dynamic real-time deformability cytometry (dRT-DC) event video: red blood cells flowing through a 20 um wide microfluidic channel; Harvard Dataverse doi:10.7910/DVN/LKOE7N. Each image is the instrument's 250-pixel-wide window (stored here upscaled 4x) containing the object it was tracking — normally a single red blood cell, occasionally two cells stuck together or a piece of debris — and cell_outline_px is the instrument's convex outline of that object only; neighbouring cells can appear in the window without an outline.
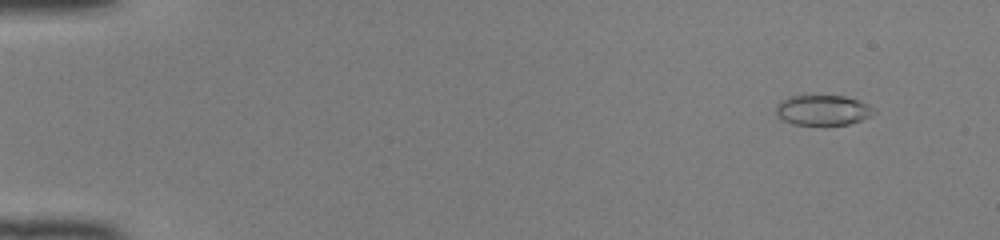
{"species": "common noctule bat (a hibernating species)", "species_latin": "Nyctalus noctula", "temperature_condition": "room temperature", "stored_images_in_passage": 50, "camera_frame_rate_fps": 3000, "um_per_image_px": 0.085, "animal": {"sex": "female", "body_mass_g": 22.0, "forearm_length_mm": 56.7}, "frame": {"image": 1, "passage_image": 5, "time_ms": 1.333, "image_size_px": [1000, 240], "cell_outline_px": [[876, 112], [872, 116], [848, 124], [792, 124], [784, 120], [776, 112], [776, 104], [780, 100], [788, 96], [844, 96], [860, 100], [876, 108]], "centroid_in_image_um": [69.98, 9.34], "position_along_channel_um": 15.0, "area_um2": 17.22}}
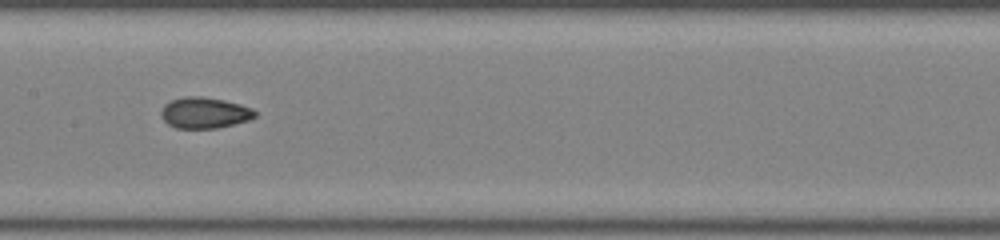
{"frame": {"image": 2, "passage_image": 27, "time_ms": 8.667, "image_size_px": [1000, 240], "cell_outline_px": [[256, 116], [248, 120], [216, 128], [176, 128], [168, 124], [160, 116], [160, 112], [164, 104], [172, 100], [184, 96], [204, 96], [224, 100], [240, 104], [252, 108], [256, 112]], "centroid_in_image_um": [17.36, 9.57], "position_along_channel_um": 190.0, "area_um2": 16.99}}
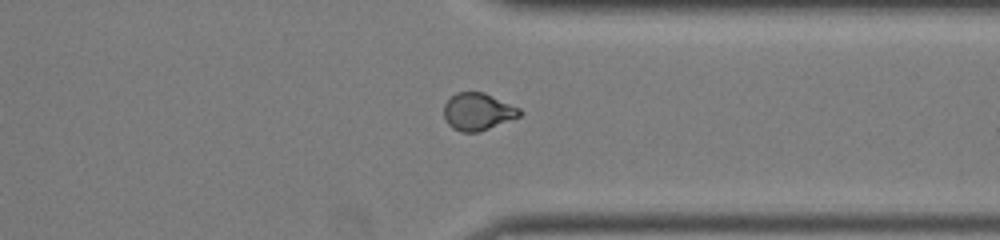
{"frame": {"image": 3, "passage_image": 40, "time_ms": 13.0, "image_size_px": [1000, 240], "cell_outline_px": [[524, 112], [520, 116], [488, 128], [476, 132], [460, 132], [452, 128], [448, 124], [444, 116], [444, 104], [456, 92], [484, 92], [520, 108]], "centroid_in_image_um": [40.61, 9.48], "position_along_channel_um": 370.8, "area_um2": 16.36}, "authors_computed_cell_mechanics": {"area_um2": 17.1377, "velocity_mm_per_s": 4.1689, "shape_relaxation_time_tau1_ms": null, "shape_relaxation_time_tau2_ms": 1.3397, "deformation_change_tau1": null, "deformation_change_tau2": 0.0638}}